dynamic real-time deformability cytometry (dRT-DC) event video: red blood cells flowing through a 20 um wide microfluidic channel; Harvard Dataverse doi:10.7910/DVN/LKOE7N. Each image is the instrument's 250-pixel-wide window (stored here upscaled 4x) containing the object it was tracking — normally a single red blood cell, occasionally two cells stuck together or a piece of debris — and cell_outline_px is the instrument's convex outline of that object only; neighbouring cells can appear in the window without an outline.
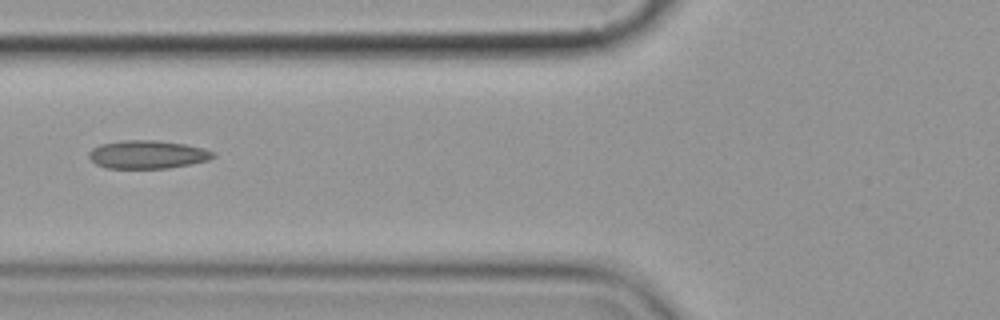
{"species": "common noctule bat (a hibernating species)", "species_latin": "Nyctalus noctula", "temperature_condition": "cold", "stored_images_in_passage": 9, "camera_frame_rate_fps": 3000, "um_per_image_px": 0.085, "animal": {"sex": "female", "body_mass_g": 19.9}, "frame": {"image": 1, "passage_image": 7, "time_ms": 7.0, "image_size_px": [1000, 320], "cell_outline_px": [[216, 156], [208, 160], [168, 168], [104, 168], [96, 164], [88, 156], [88, 152], [92, 148], [100, 144], [124, 140], [152, 140], [184, 144], [216, 152]], "centroid_in_image_um": [12.5, 13.13], "position_along_channel_um": 113.3, "area_um2": 20.29}}
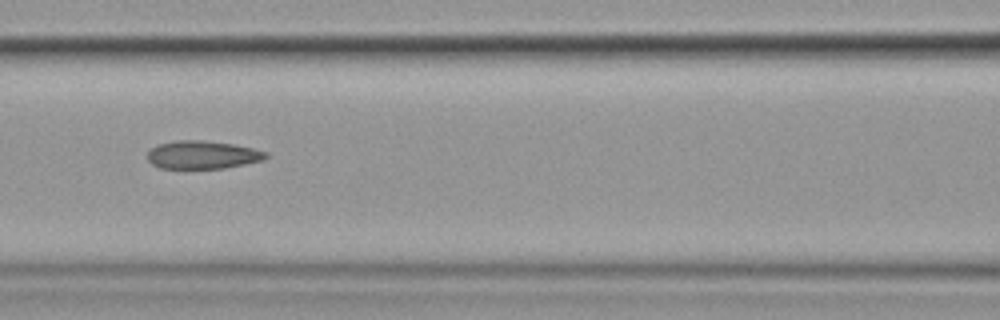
{"frame": {"image": 2, "passage_image": 8, "time_ms": 8.0, "image_size_px": [1000, 320], "cell_outline_px": [[268, 156], [264, 160], [224, 168], [160, 168], [152, 164], [148, 160], [148, 152], [152, 148], [160, 144], [176, 140], [200, 140], [232, 144], [252, 148], [268, 152]], "centroid_in_image_um": [17.23, 13.16], "position_along_channel_um": 149.4, "area_um2": 19.19}}
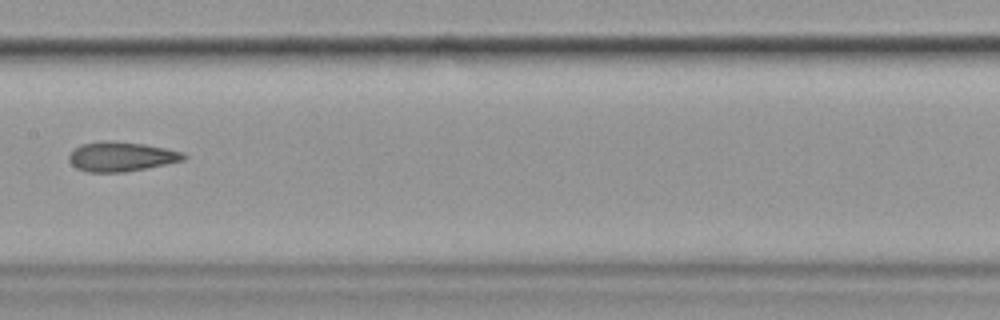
{"frame": {"image": 3, "passage_image": 9, "time_ms": 9.333, "image_size_px": [1000, 320], "cell_outline_px": [[188, 156], [184, 160], [124, 172], [88, 172], [76, 168], [68, 160], [68, 156], [80, 144], [104, 140], [112, 140], [144, 144], [184, 152]], "centroid_in_image_um": [10.29, 13.3], "position_along_channel_um": 197.1, "area_um2": 19.71}}